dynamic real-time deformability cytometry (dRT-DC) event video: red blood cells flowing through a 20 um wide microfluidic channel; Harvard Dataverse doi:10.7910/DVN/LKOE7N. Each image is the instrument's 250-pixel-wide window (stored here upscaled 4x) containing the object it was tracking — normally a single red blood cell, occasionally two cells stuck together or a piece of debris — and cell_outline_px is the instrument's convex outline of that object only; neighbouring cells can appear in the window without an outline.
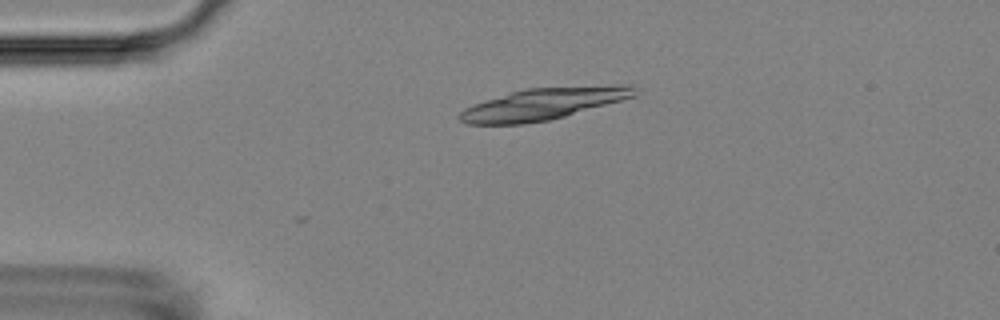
{"species": "Egyptian fruit bat (a non-hibernating species)", "species_latin": "Rousettus aegyptiacus", "temperature_condition": "room temperature", "stored_images_in_passage": 3, "camera_frame_rate_fps": 3000, "um_per_image_px": 0.085, "animal": {"sex": "female"}, "frame": {"image": 1, "passage_image": 2, "time_ms": 1.0, "image_size_px": [1000, 320], "cell_outline_px": [[636, 96], [564, 116], [548, 120], [524, 124], [468, 124], [460, 120], [456, 116], [464, 108], [472, 104], [484, 100], [524, 88], [612, 84], [632, 84], [636, 88]], "centroid_in_image_um": [46.19, 8.81], "position_along_channel_um": 38.8, "area_um2": 32.66}}